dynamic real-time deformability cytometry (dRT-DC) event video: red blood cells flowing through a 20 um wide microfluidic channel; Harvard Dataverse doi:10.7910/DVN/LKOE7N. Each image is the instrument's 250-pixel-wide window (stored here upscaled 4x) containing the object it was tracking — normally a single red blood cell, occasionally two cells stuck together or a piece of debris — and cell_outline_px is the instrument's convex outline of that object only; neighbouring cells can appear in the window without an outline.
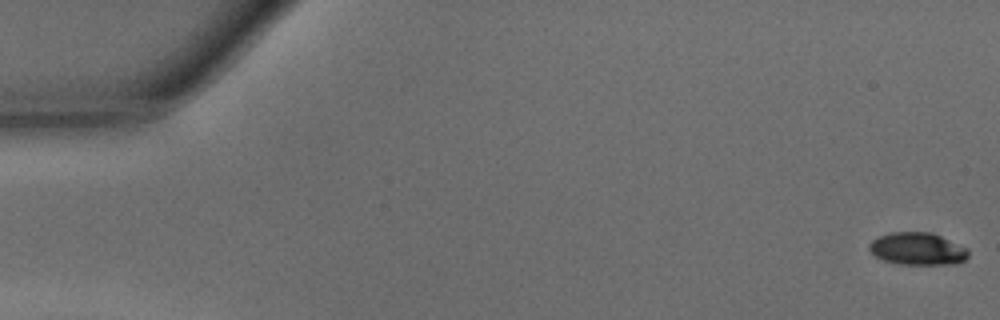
{"species": "common noctule bat (a hibernating species)", "species_latin": "Nyctalus noctula", "temperature_condition": "warm", "stored_images_in_passage": 44, "camera_frame_rate_fps": 3000, "um_per_image_px": 0.085, "animal": {"sex": "male", "body_mass_g": 15.6}, "frame": {"image": 1, "passage_image": 1, "time_ms": 0.0, "image_size_px": [1000, 320], "cell_outline_px": [[968, 256], [964, 260], [956, 264], [900, 264], [884, 260], [876, 256], [868, 248], [868, 244], [872, 240], [880, 236], [892, 232], [932, 232], [968, 248]], "centroid_in_image_um": [78.0, 21.14], "position_along_channel_um": 7.0, "area_um2": 18.67}}
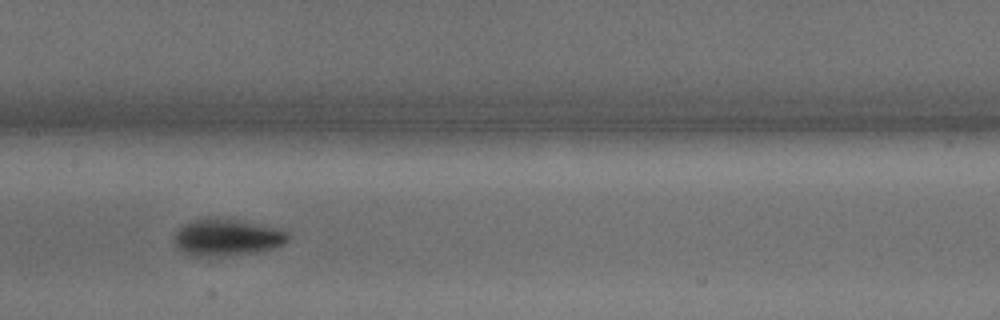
{"frame": {"image": 2, "passage_image": 24, "time_ms": 7.667, "image_size_px": [1000, 320], "cell_outline_px": [[288, 240], [284, 244], [272, 248], [256, 252], [220, 256], [188, 256], [172, 240], [172, 236], [184, 224], [192, 220], [208, 216], [244, 220], [280, 228], [288, 232]], "centroid_in_image_um": [19.28, 20.15], "position_along_channel_um": 188.1, "area_um2": 24.91}}
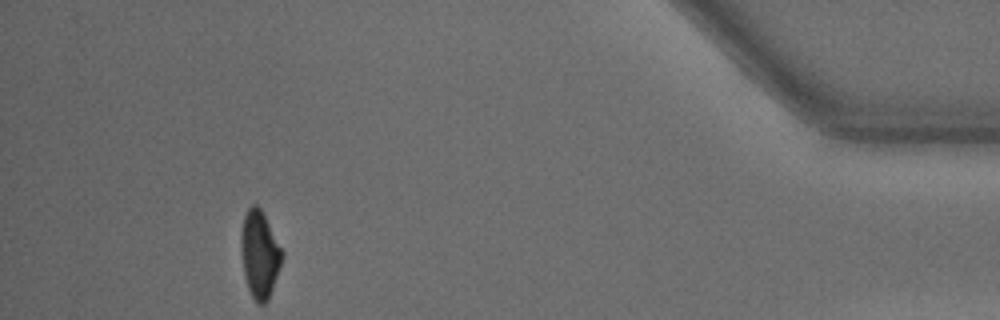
{"frame": {"image": 3, "passage_image": 44, "time_ms": 14.333, "image_size_px": [1000, 320], "cell_outline_px": [[284, 256], [268, 300], [264, 304], [256, 304], [248, 288], [244, 276], [240, 248], [240, 228], [244, 216], [248, 208], [252, 204], [256, 204], [260, 208], [284, 252]], "centroid_in_image_um": [22.05, 21.61], "position_along_channel_um": 413.1, "area_um2": 21.04}, "authors_computed_cell_mechanics": {"area_um2": 21.5305, "velocity_mm_per_s": 4.2907, "shape_relaxation_time_tau1_ms": 1.7688, "shape_relaxation_time_tau2_ms": 7.5628, "deformation_change_tau1": 0.1323, "deformation_change_tau2": 0.1052}}